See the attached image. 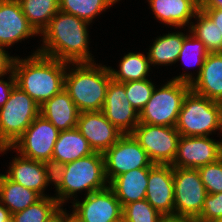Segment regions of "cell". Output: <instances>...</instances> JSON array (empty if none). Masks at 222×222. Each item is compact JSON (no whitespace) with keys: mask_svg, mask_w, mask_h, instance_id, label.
Listing matches in <instances>:
<instances>
[{"mask_svg":"<svg viewBox=\"0 0 222 222\" xmlns=\"http://www.w3.org/2000/svg\"><path fill=\"white\" fill-rule=\"evenodd\" d=\"M145 199L162 216H174V180L171 164H153L150 167Z\"/></svg>","mask_w":222,"mask_h":222,"instance_id":"cell-15","label":"cell"},{"mask_svg":"<svg viewBox=\"0 0 222 222\" xmlns=\"http://www.w3.org/2000/svg\"><path fill=\"white\" fill-rule=\"evenodd\" d=\"M16 57L10 56L4 47L0 46V77L13 72V65Z\"/></svg>","mask_w":222,"mask_h":222,"instance_id":"cell-38","label":"cell"},{"mask_svg":"<svg viewBox=\"0 0 222 222\" xmlns=\"http://www.w3.org/2000/svg\"><path fill=\"white\" fill-rule=\"evenodd\" d=\"M92 153L94 151L86 138L73 128L59 132L52 158L67 164Z\"/></svg>","mask_w":222,"mask_h":222,"instance_id":"cell-23","label":"cell"},{"mask_svg":"<svg viewBox=\"0 0 222 222\" xmlns=\"http://www.w3.org/2000/svg\"><path fill=\"white\" fill-rule=\"evenodd\" d=\"M102 112L124 134H130L139 124V113L127 99L124 84L113 79L109 82Z\"/></svg>","mask_w":222,"mask_h":222,"instance_id":"cell-16","label":"cell"},{"mask_svg":"<svg viewBox=\"0 0 222 222\" xmlns=\"http://www.w3.org/2000/svg\"><path fill=\"white\" fill-rule=\"evenodd\" d=\"M150 61L142 53L129 52L124 55L119 63V70L109 67L111 77L114 81L124 83L136 80H145L150 72Z\"/></svg>","mask_w":222,"mask_h":222,"instance_id":"cell-26","label":"cell"},{"mask_svg":"<svg viewBox=\"0 0 222 222\" xmlns=\"http://www.w3.org/2000/svg\"><path fill=\"white\" fill-rule=\"evenodd\" d=\"M41 198L34 190L10 180L5 174H0V202L11 215L23 211Z\"/></svg>","mask_w":222,"mask_h":222,"instance_id":"cell-24","label":"cell"},{"mask_svg":"<svg viewBox=\"0 0 222 222\" xmlns=\"http://www.w3.org/2000/svg\"><path fill=\"white\" fill-rule=\"evenodd\" d=\"M221 157L222 140L215 141L209 136H180L177 154L171 166L198 169Z\"/></svg>","mask_w":222,"mask_h":222,"instance_id":"cell-13","label":"cell"},{"mask_svg":"<svg viewBox=\"0 0 222 222\" xmlns=\"http://www.w3.org/2000/svg\"><path fill=\"white\" fill-rule=\"evenodd\" d=\"M59 132L50 121L39 114L14 144L11 147H1L0 153L14 149L25 158L43 162L52 158Z\"/></svg>","mask_w":222,"mask_h":222,"instance_id":"cell-8","label":"cell"},{"mask_svg":"<svg viewBox=\"0 0 222 222\" xmlns=\"http://www.w3.org/2000/svg\"><path fill=\"white\" fill-rule=\"evenodd\" d=\"M108 186L103 154L94 152L66 164L63 182L56 190L55 198L63 206L69 198L77 197V192L85 190V195H88Z\"/></svg>","mask_w":222,"mask_h":222,"instance_id":"cell-4","label":"cell"},{"mask_svg":"<svg viewBox=\"0 0 222 222\" xmlns=\"http://www.w3.org/2000/svg\"><path fill=\"white\" fill-rule=\"evenodd\" d=\"M195 20L197 23L191 22L188 32L202 41L209 53L222 52V35L215 22L201 8L197 11Z\"/></svg>","mask_w":222,"mask_h":222,"instance_id":"cell-28","label":"cell"},{"mask_svg":"<svg viewBox=\"0 0 222 222\" xmlns=\"http://www.w3.org/2000/svg\"><path fill=\"white\" fill-rule=\"evenodd\" d=\"M40 114V106L17 85L0 108V148L11 147Z\"/></svg>","mask_w":222,"mask_h":222,"instance_id":"cell-7","label":"cell"},{"mask_svg":"<svg viewBox=\"0 0 222 222\" xmlns=\"http://www.w3.org/2000/svg\"><path fill=\"white\" fill-rule=\"evenodd\" d=\"M127 99L132 107L140 113L149 101L155 88L154 83L148 79L124 82Z\"/></svg>","mask_w":222,"mask_h":222,"instance_id":"cell-32","label":"cell"},{"mask_svg":"<svg viewBox=\"0 0 222 222\" xmlns=\"http://www.w3.org/2000/svg\"><path fill=\"white\" fill-rule=\"evenodd\" d=\"M154 164H172L180 138L175 127L139 123L130 133Z\"/></svg>","mask_w":222,"mask_h":222,"instance_id":"cell-10","label":"cell"},{"mask_svg":"<svg viewBox=\"0 0 222 222\" xmlns=\"http://www.w3.org/2000/svg\"><path fill=\"white\" fill-rule=\"evenodd\" d=\"M208 53L209 52L206 50L204 43L198 40L197 38H195L192 34L190 35L189 33V35H187L184 38L183 45H182L177 61L182 60L184 63L187 64V60H188V64L189 65L191 64V66H192V61H193L194 62L193 64L198 66L197 76L194 77L192 73L185 72L184 74L173 77L171 80L191 84L200 74L201 68L204 65V61L206 60ZM190 57L192 58V60Z\"/></svg>","mask_w":222,"mask_h":222,"instance_id":"cell-29","label":"cell"},{"mask_svg":"<svg viewBox=\"0 0 222 222\" xmlns=\"http://www.w3.org/2000/svg\"><path fill=\"white\" fill-rule=\"evenodd\" d=\"M42 163L44 165L47 183H53L57 190L62 185L66 164L54 158L45 160Z\"/></svg>","mask_w":222,"mask_h":222,"instance_id":"cell-36","label":"cell"},{"mask_svg":"<svg viewBox=\"0 0 222 222\" xmlns=\"http://www.w3.org/2000/svg\"><path fill=\"white\" fill-rule=\"evenodd\" d=\"M61 205L54 196L42 197L23 211L12 214L14 222H45Z\"/></svg>","mask_w":222,"mask_h":222,"instance_id":"cell-31","label":"cell"},{"mask_svg":"<svg viewBox=\"0 0 222 222\" xmlns=\"http://www.w3.org/2000/svg\"><path fill=\"white\" fill-rule=\"evenodd\" d=\"M188 83L169 80L160 88H154L149 101L139 113V123L175 127L187 93Z\"/></svg>","mask_w":222,"mask_h":222,"instance_id":"cell-6","label":"cell"},{"mask_svg":"<svg viewBox=\"0 0 222 222\" xmlns=\"http://www.w3.org/2000/svg\"><path fill=\"white\" fill-rule=\"evenodd\" d=\"M150 168H139L115 177L109 187L115 193L121 206L146 198Z\"/></svg>","mask_w":222,"mask_h":222,"instance_id":"cell-22","label":"cell"},{"mask_svg":"<svg viewBox=\"0 0 222 222\" xmlns=\"http://www.w3.org/2000/svg\"><path fill=\"white\" fill-rule=\"evenodd\" d=\"M181 136H209L222 133V103L190 90L184 98L175 126Z\"/></svg>","mask_w":222,"mask_h":222,"instance_id":"cell-5","label":"cell"},{"mask_svg":"<svg viewBox=\"0 0 222 222\" xmlns=\"http://www.w3.org/2000/svg\"><path fill=\"white\" fill-rule=\"evenodd\" d=\"M120 0H59V11L92 23L93 18Z\"/></svg>","mask_w":222,"mask_h":222,"instance_id":"cell-30","label":"cell"},{"mask_svg":"<svg viewBox=\"0 0 222 222\" xmlns=\"http://www.w3.org/2000/svg\"><path fill=\"white\" fill-rule=\"evenodd\" d=\"M72 200L73 222H116L122 218L123 207L109 186L91 192L82 202Z\"/></svg>","mask_w":222,"mask_h":222,"instance_id":"cell-12","label":"cell"},{"mask_svg":"<svg viewBox=\"0 0 222 222\" xmlns=\"http://www.w3.org/2000/svg\"><path fill=\"white\" fill-rule=\"evenodd\" d=\"M174 215L197 219L207 195L198 169L173 167Z\"/></svg>","mask_w":222,"mask_h":222,"instance_id":"cell-9","label":"cell"},{"mask_svg":"<svg viewBox=\"0 0 222 222\" xmlns=\"http://www.w3.org/2000/svg\"><path fill=\"white\" fill-rule=\"evenodd\" d=\"M67 64L37 51L25 59L16 56L13 65L16 85L41 106L64 89Z\"/></svg>","mask_w":222,"mask_h":222,"instance_id":"cell-2","label":"cell"},{"mask_svg":"<svg viewBox=\"0 0 222 222\" xmlns=\"http://www.w3.org/2000/svg\"><path fill=\"white\" fill-rule=\"evenodd\" d=\"M94 63L67 64L68 70H66L64 77V89L80 113L102 111L109 82L112 79L108 67ZM70 65L74 68H70Z\"/></svg>","mask_w":222,"mask_h":222,"instance_id":"cell-3","label":"cell"},{"mask_svg":"<svg viewBox=\"0 0 222 222\" xmlns=\"http://www.w3.org/2000/svg\"><path fill=\"white\" fill-rule=\"evenodd\" d=\"M10 163L8 172L5 174L10 180L34 190L42 197H47L44 190L48 187V183L41 161L28 159L19 154Z\"/></svg>","mask_w":222,"mask_h":222,"instance_id":"cell-20","label":"cell"},{"mask_svg":"<svg viewBox=\"0 0 222 222\" xmlns=\"http://www.w3.org/2000/svg\"><path fill=\"white\" fill-rule=\"evenodd\" d=\"M187 35L183 32H172L157 37L147 52L150 64L154 66L175 64Z\"/></svg>","mask_w":222,"mask_h":222,"instance_id":"cell-25","label":"cell"},{"mask_svg":"<svg viewBox=\"0 0 222 222\" xmlns=\"http://www.w3.org/2000/svg\"><path fill=\"white\" fill-rule=\"evenodd\" d=\"M215 22L222 35V9H202Z\"/></svg>","mask_w":222,"mask_h":222,"instance_id":"cell-40","label":"cell"},{"mask_svg":"<svg viewBox=\"0 0 222 222\" xmlns=\"http://www.w3.org/2000/svg\"><path fill=\"white\" fill-rule=\"evenodd\" d=\"M201 9H222V0H200Z\"/></svg>","mask_w":222,"mask_h":222,"instance_id":"cell-41","label":"cell"},{"mask_svg":"<svg viewBox=\"0 0 222 222\" xmlns=\"http://www.w3.org/2000/svg\"><path fill=\"white\" fill-rule=\"evenodd\" d=\"M190 85L196 94L222 103V52L208 53L200 74Z\"/></svg>","mask_w":222,"mask_h":222,"instance_id":"cell-19","label":"cell"},{"mask_svg":"<svg viewBox=\"0 0 222 222\" xmlns=\"http://www.w3.org/2000/svg\"><path fill=\"white\" fill-rule=\"evenodd\" d=\"M215 222H222V217L217 219Z\"/></svg>","mask_w":222,"mask_h":222,"instance_id":"cell-44","label":"cell"},{"mask_svg":"<svg viewBox=\"0 0 222 222\" xmlns=\"http://www.w3.org/2000/svg\"><path fill=\"white\" fill-rule=\"evenodd\" d=\"M23 14L40 34L59 12V0H18Z\"/></svg>","mask_w":222,"mask_h":222,"instance_id":"cell-27","label":"cell"},{"mask_svg":"<svg viewBox=\"0 0 222 222\" xmlns=\"http://www.w3.org/2000/svg\"><path fill=\"white\" fill-rule=\"evenodd\" d=\"M198 171L207 194L222 192V157L215 162L199 167Z\"/></svg>","mask_w":222,"mask_h":222,"instance_id":"cell-34","label":"cell"},{"mask_svg":"<svg viewBox=\"0 0 222 222\" xmlns=\"http://www.w3.org/2000/svg\"><path fill=\"white\" fill-rule=\"evenodd\" d=\"M116 222H125L123 218H121L120 220L116 221Z\"/></svg>","mask_w":222,"mask_h":222,"instance_id":"cell-45","label":"cell"},{"mask_svg":"<svg viewBox=\"0 0 222 222\" xmlns=\"http://www.w3.org/2000/svg\"><path fill=\"white\" fill-rule=\"evenodd\" d=\"M39 33L28 22L18 0H0V46L10 47Z\"/></svg>","mask_w":222,"mask_h":222,"instance_id":"cell-17","label":"cell"},{"mask_svg":"<svg viewBox=\"0 0 222 222\" xmlns=\"http://www.w3.org/2000/svg\"><path fill=\"white\" fill-rule=\"evenodd\" d=\"M88 23L59 11L40 33L42 46L36 51L67 63L95 62L89 50Z\"/></svg>","mask_w":222,"mask_h":222,"instance_id":"cell-1","label":"cell"},{"mask_svg":"<svg viewBox=\"0 0 222 222\" xmlns=\"http://www.w3.org/2000/svg\"><path fill=\"white\" fill-rule=\"evenodd\" d=\"M108 183L115 177L139 168H150L154 163L131 134H124L103 153Z\"/></svg>","mask_w":222,"mask_h":222,"instance_id":"cell-11","label":"cell"},{"mask_svg":"<svg viewBox=\"0 0 222 222\" xmlns=\"http://www.w3.org/2000/svg\"><path fill=\"white\" fill-rule=\"evenodd\" d=\"M76 128L89 142L93 151L102 154L124 135L102 111L81 112Z\"/></svg>","mask_w":222,"mask_h":222,"instance_id":"cell-14","label":"cell"},{"mask_svg":"<svg viewBox=\"0 0 222 222\" xmlns=\"http://www.w3.org/2000/svg\"><path fill=\"white\" fill-rule=\"evenodd\" d=\"M154 17L168 26L190 25L200 9V0H147ZM188 24V25H187Z\"/></svg>","mask_w":222,"mask_h":222,"instance_id":"cell-18","label":"cell"},{"mask_svg":"<svg viewBox=\"0 0 222 222\" xmlns=\"http://www.w3.org/2000/svg\"><path fill=\"white\" fill-rule=\"evenodd\" d=\"M61 206L50 218H48L45 222H73L72 213H67L66 208L65 210L62 209Z\"/></svg>","mask_w":222,"mask_h":222,"instance_id":"cell-39","label":"cell"},{"mask_svg":"<svg viewBox=\"0 0 222 222\" xmlns=\"http://www.w3.org/2000/svg\"><path fill=\"white\" fill-rule=\"evenodd\" d=\"M40 114L59 131H65L77 127L80 111L68 92L62 89L40 106Z\"/></svg>","mask_w":222,"mask_h":222,"instance_id":"cell-21","label":"cell"},{"mask_svg":"<svg viewBox=\"0 0 222 222\" xmlns=\"http://www.w3.org/2000/svg\"><path fill=\"white\" fill-rule=\"evenodd\" d=\"M0 77V108L7 102L12 89L16 86L14 72L9 74L8 81Z\"/></svg>","mask_w":222,"mask_h":222,"instance_id":"cell-37","label":"cell"},{"mask_svg":"<svg viewBox=\"0 0 222 222\" xmlns=\"http://www.w3.org/2000/svg\"><path fill=\"white\" fill-rule=\"evenodd\" d=\"M0 222H14L10 211L0 202Z\"/></svg>","mask_w":222,"mask_h":222,"instance_id":"cell-43","label":"cell"},{"mask_svg":"<svg viewBox=\"0 0 222 222\" xmlns=\"http://www.w3.org/2000/svg\"><path fill=\"white\" fill-rule=\"evenodd\" d=\"M222 217V192L207 194L198 222H215Z\"/></svg>","mask_w":222,"mask_h":222,"instance_id":"cell-35","label":"cell"},{"mask_svg":"<svg viewBox=\"0 0 222 222\" xmlns=\"http://www.w3.org/2000/svg\"><path fill=\"white\" fill-rule=\"evenodd\" d=\"M122 218L125 222H161L163 216L144 199L124 205Z\"/></svg>","mask_w":222,"mask_h":222,"instance_id":"cell-33","label":"cell"},{"mask_svg":"<svg viewBox=\"0 0 222 222\" xmlns=\"http://www.w3.org/2000/svg\"><path fill=\"white\" fill-rule=\"evenodd\" d=\"M161 222H198L197 219L192 217L183 216H163Z\"/></svg>","mask_w":222,"mask_h":222,"instance_id":"cell-42","label":"cell"}]
</instances>
